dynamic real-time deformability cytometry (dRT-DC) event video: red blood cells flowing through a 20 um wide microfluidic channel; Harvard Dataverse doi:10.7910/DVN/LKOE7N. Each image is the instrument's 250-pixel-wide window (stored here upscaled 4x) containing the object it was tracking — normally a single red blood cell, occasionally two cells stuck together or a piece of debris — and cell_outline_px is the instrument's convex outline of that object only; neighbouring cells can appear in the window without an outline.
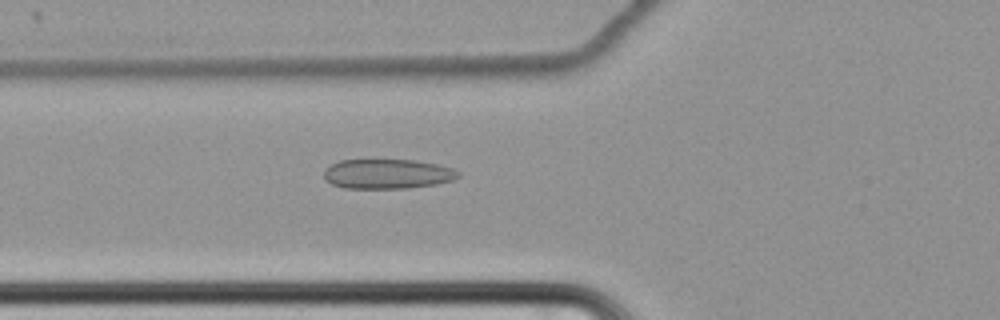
{"species": "common noctule bat (a hibernating species)", "species_latin": "Nyctalus noctula", "temperature_condition": "cold", "stored_images_in_passage": 47, "camera_frame_rate_fps": 3000, "um_per_image_px": 0.085, "animal": {"sex": "female", "body_mass_g": 22.7, "forearm_length_mm": 54.2}, "frame": {"image": 1, "passage_image": 10, "time_ms": 3.0, "image_size_px": [1000, 320], "cell_outline_px": [[460, 176], [452, 180], [436, 184], [408, 188], [344, 188], [332, 184], [324, 180], [324, 168], [340, 160], [412, 160], [436, 164], [452, 168], [460, 172]], "centroid_in_image_um": [32.91, 14.78], "position_along_channel_um": 92.9, "area_um2": 23.24}}
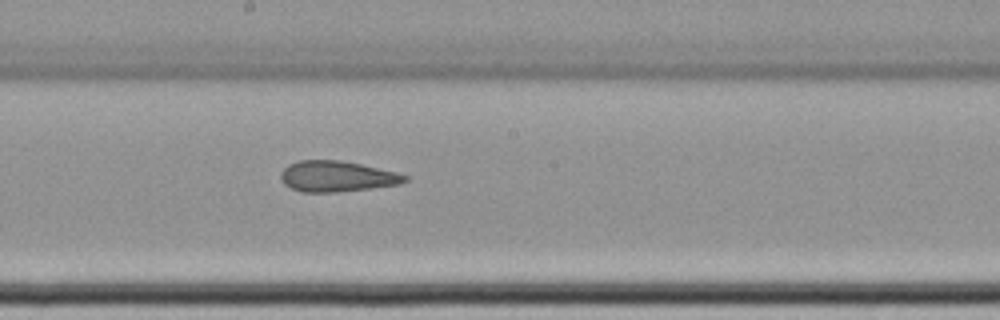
{"frame": {"image": 2, "passage_image": 21, "time_ms": 6.667, "image_size_px": [1000, 320], "cell_outline_px": [[408, 180], [400, 184], [372, 188], [336, 192], [300, 192], [284, 184], [280, 180], [280, 172], [288, 164], [300, 160], [340, 160], [360, 164], [396, 172], [408, 176]], "centroid_in_image_um": [28.61, 14.99], "position_along_channel_um": 219.6, "area_um2": 22.31}}
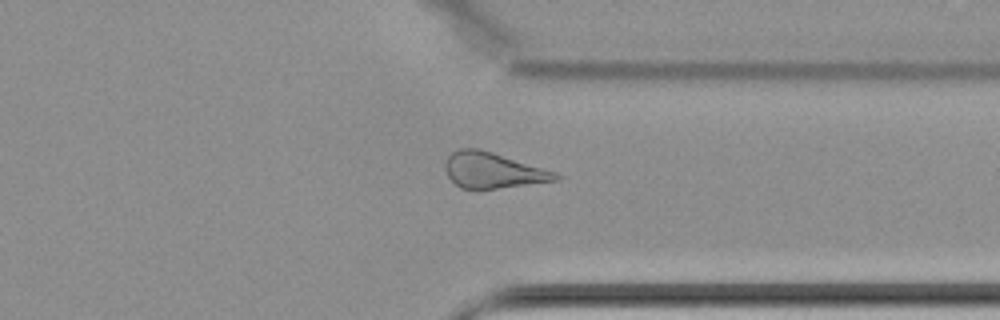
{"frame": {"image": 3, "passage_image": 34, "time_ms": 11.0, "image_size_px": [1000, 320], "cell_outline_px": [[564, 176], [556, 180], [476, 192], [460, 188], [448, 176], [444, 168], [444, 164], [448, 156], [452, 152], [460, 148], [480, 148], [556, 172]], "centroid_in_image_um": [41.86, 14.51], "position_along_channel_um": 369.5, "area_um2": 23.47}, "authors_computed_cell_mechanics": {"area_um2": 23.409, "velocity_mm_per_s": 3.4521, "shape_relaxation_time_tau1_ms": null, "shape_relaxation_time_tau2_ms": 2.7007, "deformation_change_tau1": null, "deformation_change_tau2": 0.0993}}